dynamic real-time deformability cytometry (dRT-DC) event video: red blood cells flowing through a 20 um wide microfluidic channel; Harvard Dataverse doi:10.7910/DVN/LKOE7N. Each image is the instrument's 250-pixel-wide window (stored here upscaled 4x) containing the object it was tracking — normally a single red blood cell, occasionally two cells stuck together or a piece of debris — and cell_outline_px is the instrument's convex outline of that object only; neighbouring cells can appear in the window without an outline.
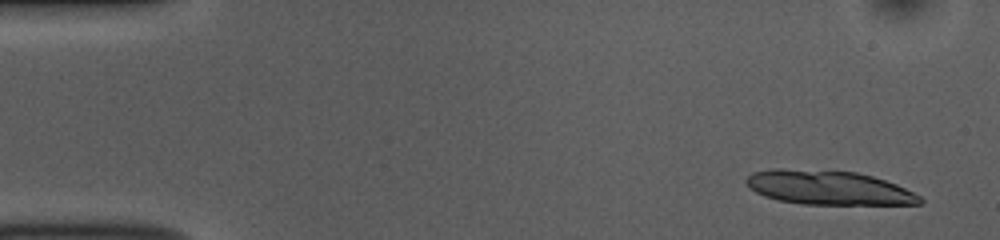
{"species": "common noctule bat (a hibernating species)", "species_latin": "Nyctalus noctula", "temperature_condition": "room temperature", "stored_images_in_passage": 15, "camera_frame_rate_fps": 3000, "um_per_image_px": 0.085, "animal": {"sex": "female", "body_mass_g": 10.0, "forearm_length_mm": 53.1}, "frame": {"image": 1, "passage_image": 3, "time_ms": 0.667, "image_size_px": [1000, 240], "cell_outline_px": [[924, 200], [920, 204], [804, 204], [780, 200], [764, 196], [756, 192], [744, 180], [752, 172], [772, 168], [780, 168], [856, 172], [872, 176], [896, 184], [920, 196]], "centroid_in_image_um": [70.4, 15.95], "position_along_channel_um": 14.6, "area_um2": 34.28}}